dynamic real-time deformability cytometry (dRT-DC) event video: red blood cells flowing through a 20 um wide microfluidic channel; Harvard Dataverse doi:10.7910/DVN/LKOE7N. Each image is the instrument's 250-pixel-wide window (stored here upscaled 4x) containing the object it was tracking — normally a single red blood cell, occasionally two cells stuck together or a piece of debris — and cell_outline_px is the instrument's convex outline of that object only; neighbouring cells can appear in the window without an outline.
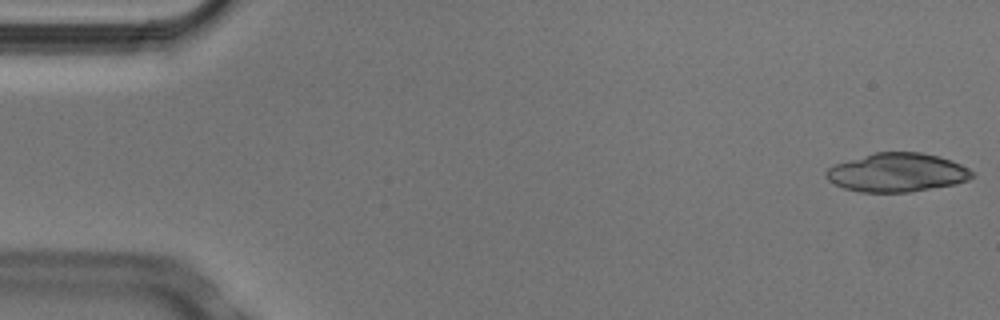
{"species": "Egyptian fruit bat (a non-hibernating species)", "species_latin": "Rousettus aegyptiacus", "temperature_condition": "cold", "stored_images_in_passage": 9, "camera_frame_rate_fps": 3000, "um_per_image_px": 0.085, "animal": {"sex": "male"}, "frame": {"image": 1, "passage_image": 1, "time_ms": 0.0, "image_size_px": [1000, 320], "cell_outline_px": [[976, 176], [968, 180], [956, 184], [908, 192], [860, 192], [844, 188], [828, 180], [824, 176], [824, 172], [828, 168], [836, 164], [876, 152], [920, 152], [940, 156], [952, 160], [968, 168]], "centroid_in_image_um": [76.28, 14.66], "position_along_channel_um": 8.7, "area_um2": 32.89}}
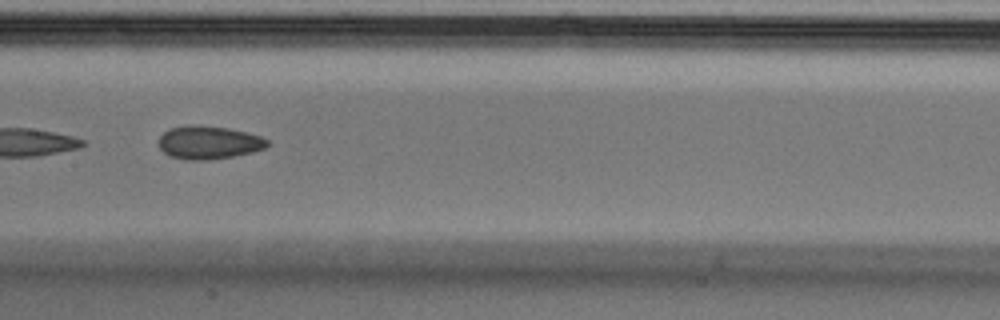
{"frame": {"image": 2, "passage_image": 8, "time_ms": 2.333, "image_size_px": [1000, 320], "cell_outline_px": [[268, 144], [264, 148], [252, 152], [232, 156], [204, 160], [184, 160], [168, 156], [160, 148], [160, 136], [168, 128], [192, 124], [196, 124], [228, 128], [260, 136], [268, 140]], "centroid_in_image_um": [17.7, 12.1], "position_along_channel_um": 189.7, "area_um2": 20.92}}
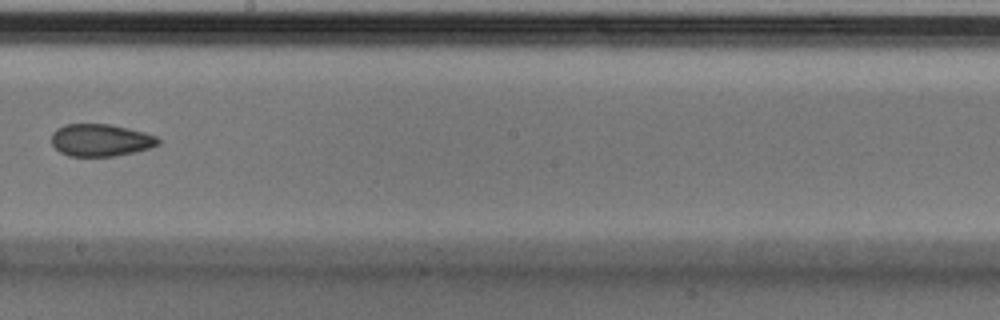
{"frame": {"image": 3, "passage_image": 9, "time_ms": 2.667, "image_size_px": [1000, 320], "cell_outline_px": [[160, 144], [152, 148], [116, 156], [68, 156], [60, 152], [52, 144], [52, 132], [56, 128], [64, 124], [108, 124], [128, 128], [144, 132], [156, 136], [160, 140]], "centroid_in_image_um": [8.56, 11.91], "position_along_channel_um": 239.6, "area_um2": 20.23}}